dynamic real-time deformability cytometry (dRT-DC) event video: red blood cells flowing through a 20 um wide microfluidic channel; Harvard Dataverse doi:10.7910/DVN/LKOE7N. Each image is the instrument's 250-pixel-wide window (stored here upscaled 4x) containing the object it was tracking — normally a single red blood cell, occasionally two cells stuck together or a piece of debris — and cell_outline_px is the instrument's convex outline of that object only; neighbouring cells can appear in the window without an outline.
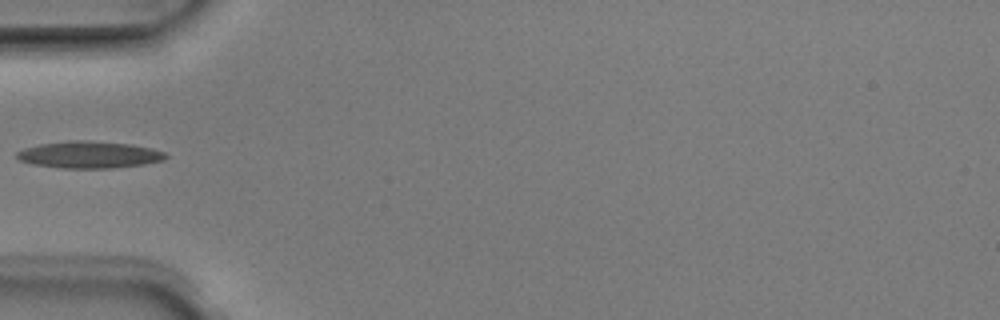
{"species": "Egyptian fruit bat (a non-hibernating species)", "species_latin": "Rousettus aegyptiacus", "temperature_condition": "room temperature", "stored_images_in_passage": 5, "camera_frame_rate_fps": 3000, "um_per_image_px": 0.085, "animal": {"sex": "male"}, "frame": {"image": 1, "passage_image": 4, "time_ms": 1.0, "image_size_px": [1000, 320], "cell_outline_px": [[168, 156], [164, 160], [144, 164], [112, 168], [60, 168], [32, 164], [20, 160], [16, 156], [16, 152], [24, 148], [40, 144], [68, 140], [88, 140], [132, 144], [152, 148], [164, 152]], "centroid_in_image_um": [7.58, 13.14], "position_along_channel_um": 77.4, "area_um2": 23.47}}
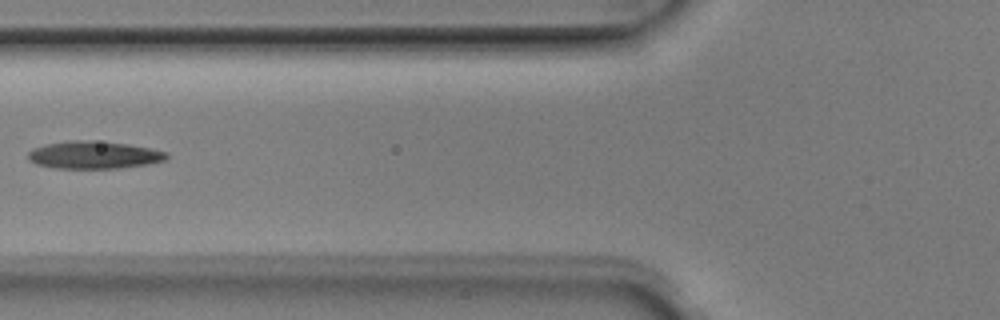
{"frame": {"image": 2, "passage_image": 5, "time_ms": 1.333, "image_size_px": [1000, 320], "cell_outline_px": [[168, 156], [164, 160], [144, 164], [116, 168], [56, 168], [36, 164], [28, 160], [28, 152], [32, 148], [48, 144], [68, 140], [92, 140], [128, 144], [168, 152]], "centroid_in_image_um": [7.93, 13.16], "position_along_channel_um": 117.9, "area_um2": 22.02}}